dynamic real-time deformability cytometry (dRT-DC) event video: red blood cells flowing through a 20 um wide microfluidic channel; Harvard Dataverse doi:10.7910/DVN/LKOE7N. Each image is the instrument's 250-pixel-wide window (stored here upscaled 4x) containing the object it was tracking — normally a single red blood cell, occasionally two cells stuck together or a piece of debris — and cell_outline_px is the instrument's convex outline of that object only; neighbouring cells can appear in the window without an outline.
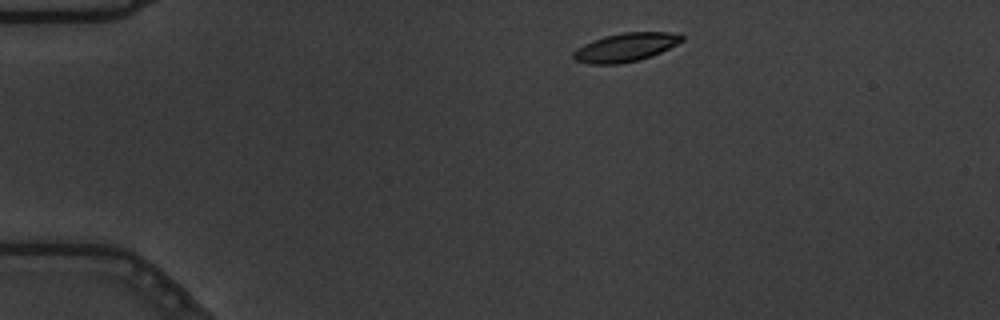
{"species": "common noctule bat (a hibernating species)", "species_latin": "Nyctalus noctula", "temperature_condition": "warm", "stored_images_in_passage": 46, "camera_frame_rate_fps": 3000, "um_per_image_px": 0.085, "animal": {"sex": "male", "body_mass_g": 19.5, "forearm_length_mm": 54.6}, "frame": {"image": 1, "passage_image": 1, "time_ms": 0.0, "image_size_px": [1000, 320], "cell_outline_px": [[684, 40], [652, 56], [640, 60], [620, 64], [592, 64], [576, 60], [572, 56], [572, 52], [576, 48], [592, 40], [604, 36], [624, 32], [668, 32], [684, 36]], "centroid_in_image_um": [53.15, 4.02], "position_along_channel_um": 31.9, "area_um2": 18.03}}
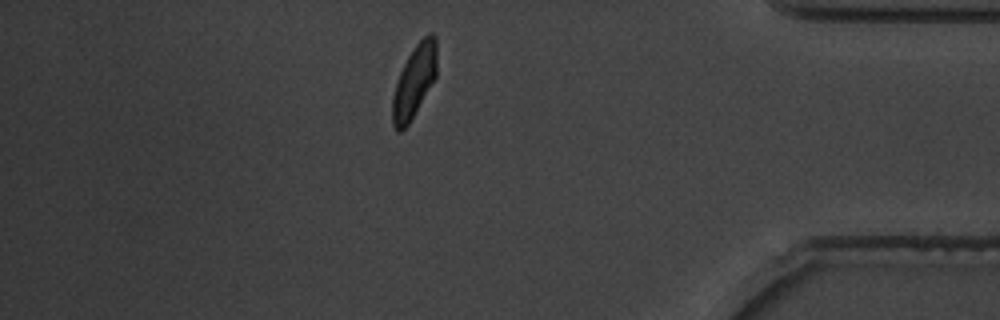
{"frame": {"image": 2, "passage_image": 39, "time_ms": 12.667, "image_size_px": [1000, 320], "cell_outline_px": [[436, 76], [408, 124], [400, 132], [396, 132], [392, 124], [392, 96], [400, 72], [408, 56], [416, 44], [428, 32], [432, 32], [436, 36]], "centroid_in_image_um": [35.2, 6.9], "position_along_channel_um": 400.0, "area_um2": 18.5}, "authors_computed_cell_mechanics": {"area_um2": 18.785, "velocity_mm_per_s": 3.6387, "shape_relaxation_time_tau1_ms": 2.2264, "shape_relaxation_time_tau2_ms": 1.3835, "deformation_change_tau1": 0.1482, "deformation_change_tau2": 0.0692}}